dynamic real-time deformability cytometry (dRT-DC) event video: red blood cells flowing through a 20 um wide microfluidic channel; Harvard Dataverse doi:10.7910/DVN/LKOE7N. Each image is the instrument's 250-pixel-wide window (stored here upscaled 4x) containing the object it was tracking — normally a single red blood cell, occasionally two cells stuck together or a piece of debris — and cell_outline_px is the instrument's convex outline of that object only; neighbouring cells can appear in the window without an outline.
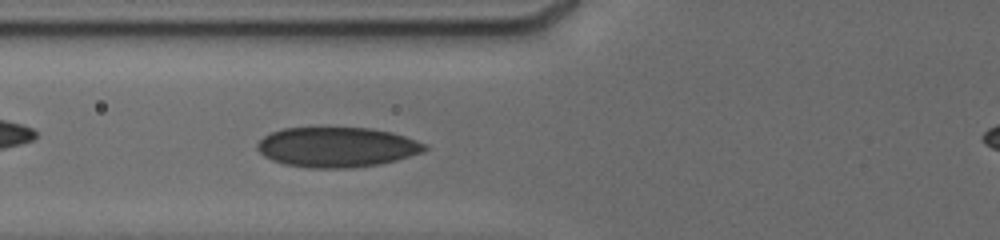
{"species": "human", "species_latin": "Homo sapiens", "temperature_condition": "cold", "stored_images_in_passage": 6, "camera_frame_rate_fps": 3000, "um_per_image_px": 0.085, "donor": {"sex": "male"}, "frame": {"image": 1, "passage_image": 6, "time_ms": 2.0, "image_size_px": [1000, 240], "cell_outline_px": [[428, 148], [424, 152], [396, 160], [380, 164], [348, 168], [312, 168], [284, 164], [272, 160], [264, 156], [256, 148], [256, 144], [264, 136], [272, 132], [284, 128], [368, 128], [392, 132], [428, 144]], "centroid_in_image_um": [28.65, 12.51], "position_along_channel_um": 97.1, "area_um2": 39.02}}